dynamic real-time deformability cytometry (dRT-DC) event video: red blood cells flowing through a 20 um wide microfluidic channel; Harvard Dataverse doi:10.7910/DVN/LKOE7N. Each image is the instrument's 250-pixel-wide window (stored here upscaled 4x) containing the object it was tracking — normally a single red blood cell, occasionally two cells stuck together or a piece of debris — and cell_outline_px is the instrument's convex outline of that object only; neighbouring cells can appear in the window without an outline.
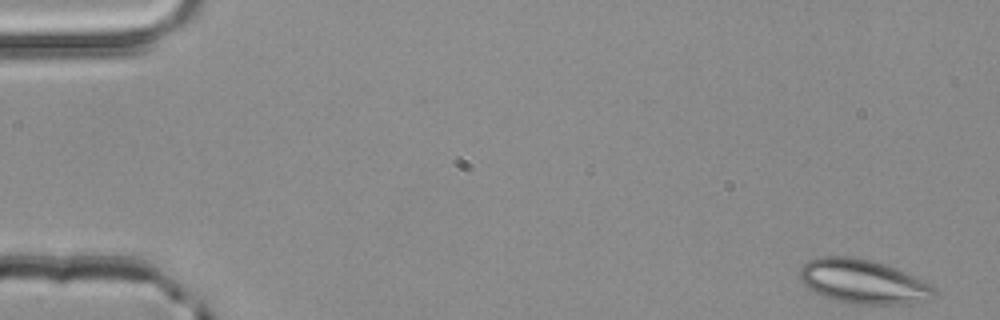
{"species": "common noctule bat (a hibernating species)", "species_latin": "Nyctalus noctula", "temperature_condition": "room temperature", "stored_images_in_passage": 51, "camera_frame_rate_fps": 3000, "um_per_image_px": 0.085, "animal": {"sex": "male", "body_mass_g": 20.4}, "frame": {"image": 1, "passage_image": 1, "time_ms": 0.0, "image_size_px": [1000, 320], "cell_outline_px": [[936, 292], [928, 300], [908, 304], [856, 304], [836, 300], [824, 296], [808, 288], [800, 280], [800, 268], [808, 260], [820, 256], [852, 256], [872, 260], [896, 268], [936, 288]], "centroid_in_image_um": [73.34, 23.93], "position_along_channel_um": 11.7, "area_um2": 34.39}}
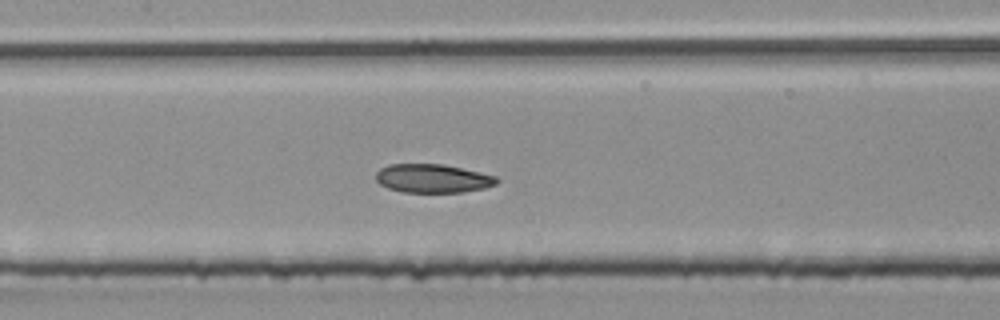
{"frame": {"image": 2, "passage_image": 24, "time_ms": 7.667, "image_size_px": [1000, 320], "cell_outline_px": [[500, 180], [496, 184], [484, 188], [464, 192], [400, 192], [388, 188], [380, 184], [376, 180], [376, 172], [380, 168], [388, 164], [444, 164], [496, 176]], "centroid_in_image_um": [36.76, 15.16], "position_along_channel_um": 170.6, "area_um2": 20.23}}
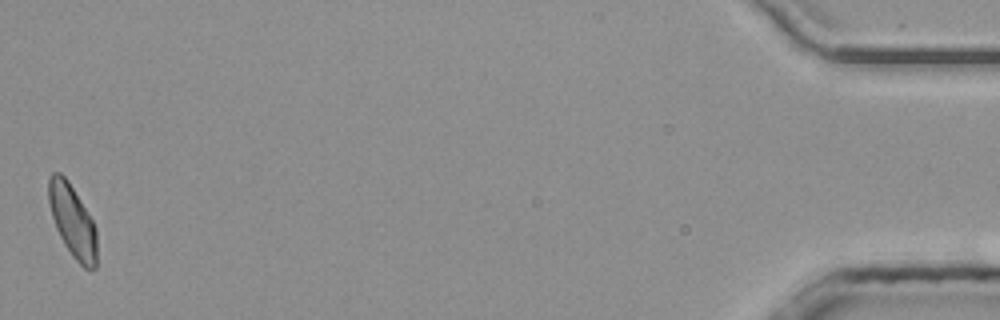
{"frame": {"image": 3, "passage_image": 51, "time_ms": 16.667, "image_size_px": [1000, 320], "cell_outline_px": [[96, 268], [92, 272], [84, 268], [72, 256], [64, 244], [56, 228], [52, 216], [48, 200], [48, 180], [52, 172], [60, 172], [68, 180], [92, 220], [96, 228]], "centroid_in_image_um": [6.16, 18.81], "position_along_channel_um": 429.0, "area_um2": 20.29}, "authors_computed_cell_mechanics": {"area_um2": 20.7502, "velocity_mm_per_s": 3.9889, "shape_relaxation_time_tau1_ms": 10.9223, "shape_relaxation_time_tau2_ms": 4.2212, "deformation_change_tau1": 0.1901, "deformation_change_tau2": 0.0927}}